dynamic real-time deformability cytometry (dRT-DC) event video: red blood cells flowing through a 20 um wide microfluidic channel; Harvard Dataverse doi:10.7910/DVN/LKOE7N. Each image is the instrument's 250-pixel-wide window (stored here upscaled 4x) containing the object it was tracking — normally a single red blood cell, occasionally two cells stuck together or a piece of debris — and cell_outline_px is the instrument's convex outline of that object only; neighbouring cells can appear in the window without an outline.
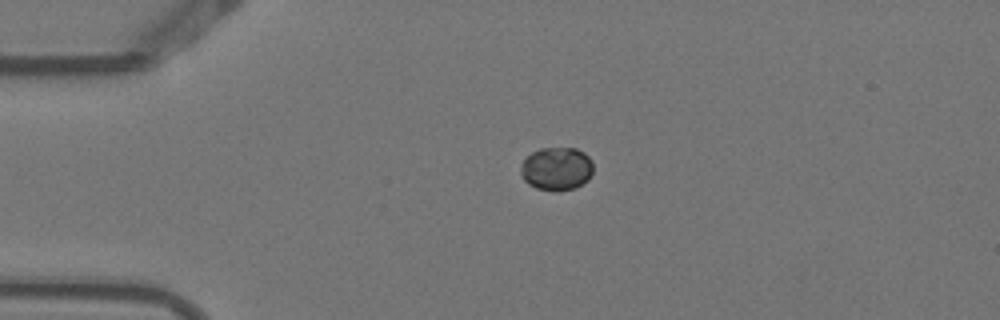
{"species": "Egyptian fruit bat (a non-hibernating species)", "species_latin": "Rousettus aegyptiacus", "temperature_condition": "warm", "stored_images_in_passage": 2, "camera_frame_rate_fps": 3000, "um_per_image_px": 0.085, "animal": {"sex": "female"}, "frame": {"image": 1, "passage_image": 1, "time_ms": 0.0, "image_size_px": [1000, 320], "cell_outline_px": [[592, 172], [588, 180], [576, 188], [536, 188], [528, 184], [524, 180], [520, 172], [520, 164], [532, 152], [540, 148], [576, 148], [584, 152], [592, 160]], "centroid_in_image_um": [47.31, 14.3], "position_along_channel_um": 37.7, "area_um2": 17.92}}